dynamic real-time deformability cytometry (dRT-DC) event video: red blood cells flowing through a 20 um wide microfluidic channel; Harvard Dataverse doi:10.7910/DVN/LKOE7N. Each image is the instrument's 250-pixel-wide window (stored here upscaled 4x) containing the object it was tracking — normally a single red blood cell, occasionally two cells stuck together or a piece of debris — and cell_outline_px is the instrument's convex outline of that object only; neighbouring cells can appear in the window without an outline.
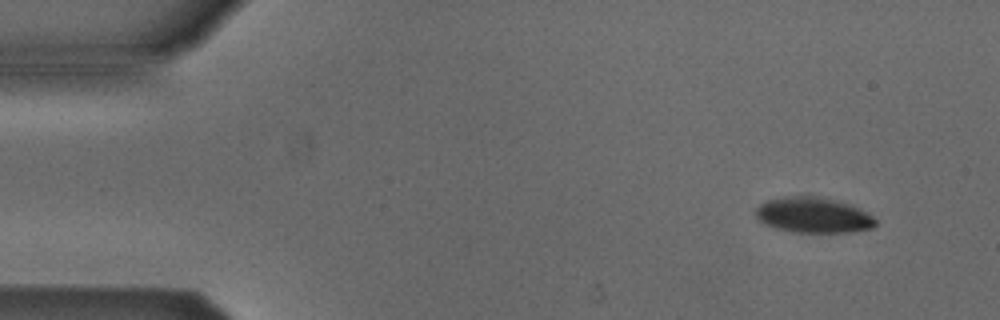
{"species": "Egyptian fruit bat (a non-hibernating species)", "species_latin": "Rousettus aegyptiacus", "temperature_condition": "cold", "stored_images_in_passage": 3, "camera_frame_rate_fps": 3000, "um_per_image_px": 0.085, "animal": {"sex": "male"}, "frame": {"image": 1, "passage_image": 1, "time_ms": 0.0, "image_size_px": [1000, 320], "cell_outline_px": [[876, 224], [872, 228], [852, 232], [792, 232], [776, 228], [764, 224], [756, 216], [756, 208], [764, 200], [788, 196], [816, 196], [836, 200], [860, 208], [868, 212], [876, 220]], "centroid_in_image_um": [69.13, 18.28], "position_along_channel_um": 15.9, "area_um2": 24.85}}